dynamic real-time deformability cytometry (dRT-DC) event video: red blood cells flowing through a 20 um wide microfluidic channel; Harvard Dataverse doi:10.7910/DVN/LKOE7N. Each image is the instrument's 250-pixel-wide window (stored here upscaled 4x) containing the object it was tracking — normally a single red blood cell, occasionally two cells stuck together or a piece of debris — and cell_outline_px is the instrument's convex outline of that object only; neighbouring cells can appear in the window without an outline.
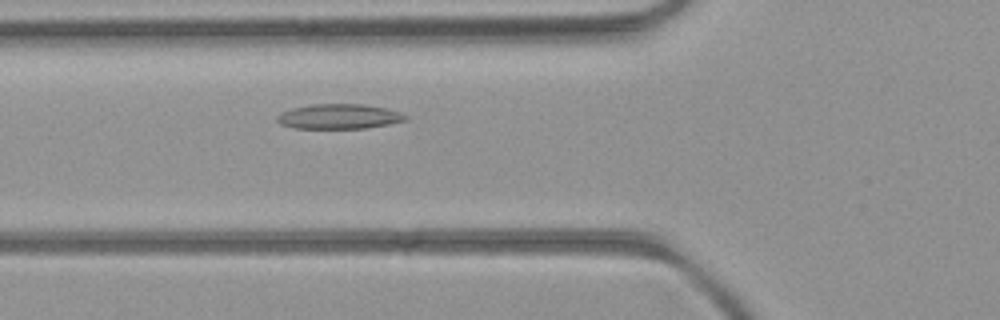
{"species": "common noctule bat (a hibernating species)", "species_latin": "Nyctalus noctula", "temperature_condition": "room temperature", "stored_images_in_passage": 41, "camera_frame_rate_fps": 3000, "um_per_image_px": 0.085, "animal": {"sex": "female", "body_mass_g": 21.9}, "frame": {"image": 1, "passage_image": 12, "time_ms": 3.667, "image_size_px": [1000, 320], "cell_outline_px": [[408, 120], [368, 128], [296, 128], [280, 124], [276, 120], [276, 116], [292, 108], [312, 104], [364, 104], [388, 108], [400, 112], [408, 116]], "centroid_in_image_um": [28.86, 9.9], "position_along_channel_um": 96.9, "area_um2": 18.67}}
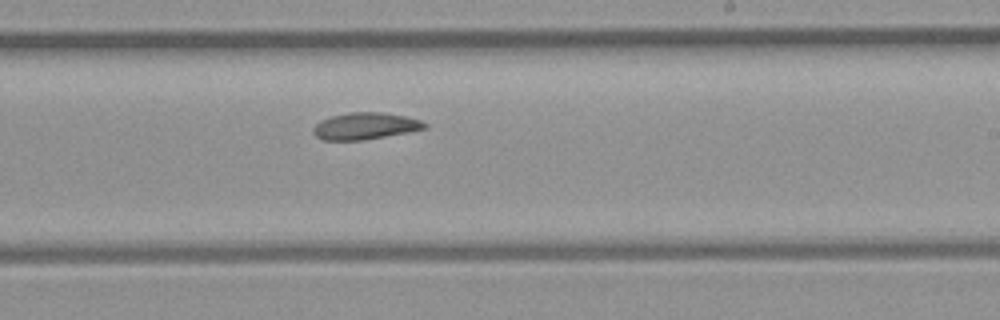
{"frame": {"image": 2, "passage_image": 24, "time_ms": 7.667, "image_size_px": [1000, 320], "cell_outline_px": [[428, 128], [364, 140], [324, 140], [316, 136], [312, 132], [312, 128], [320, 120], [332, 116], [352, 112], [380, 112], [404, 116], [420, 120], [428, 124]], "centroid_in_image_um": [31.03, 10.71], "position_along_channel_um": 258.0, "area_um2": 17.28}}
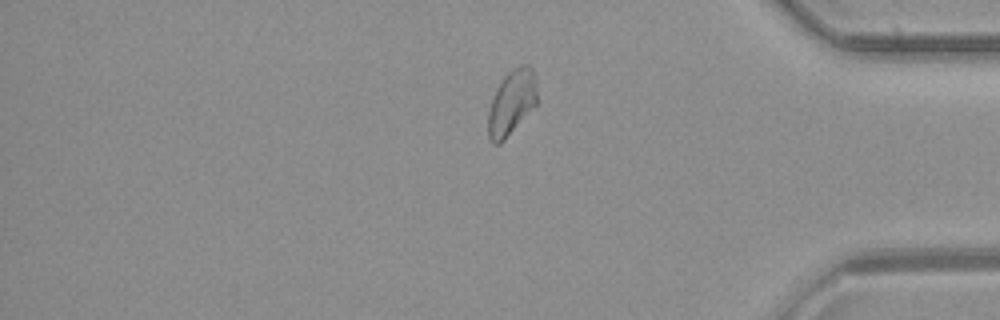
{"frame": {"image": 3, "passage_image": 36, "time_ms": 11.667, "image_size_px": [1000, 320], "cell_outline_px": [[536, 104], [504, 140], [500, 144], [492, 144], [488, 136], [488, 112], [492, 100], [504, 76], [512, 68], [520, 64], [528, 64], [532, 68], [536, 76]], "centroid_in_image_um": [43.49, 8.7], "position_along_channel_um": 391.7, "area_um2": 18.32}}